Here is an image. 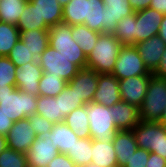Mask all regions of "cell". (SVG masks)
Returning <instances> with one entry per match:
<instances>
[{
  "mask_svg": "<svg viewBox=\"0 0 166 167\" xmlns=\"http://www.w3.org/2000/svg\"><path fill=\"white\" fill-rule=\"evenodd\" d=\"M17 28L19 31H29L35 29H49L50 27L46 22H40L34 5L27 0L24 10L19 17Z\"/></svg>",
  "mask_w": 166,
  "mask_h": 167,
  "instance_id": "f1b7e54d",
  "label": "cell"
},
{
  "mask_svg": "<svg viewBox=\"0 0 166 167\" xmlns=\"http://www.w3.org/2000/svg\"><path fill=\"white\" fill-rule=\"evenodd\" d=\"M42 74L43 70L38 61L16 67V88L28 94L39 96V80Z\"/></svg>",
  "mask_w": 166,
  "mask_h": 167,
  "instance_id": "5bb4252c",
  "label": "cell"
},
{
  "mask_svg": "<svg viewBox=\"0 0 166 167\" xmlns=\"http://www.w3.org/2000/svg\"><path fill=\"white\" fill-rule=\"evenodd\" d=\"M120 101L119 80L112 74H99L93 102L111 107Z\"/></svg>",
  "mask_w": 166,
  "mask_h": 167,
  "instance_id": "2e32d148",
  "label": "cell"
},
{
  "mask_svg": "<svg viewBox=\"0 0 166 167\" xmlns=\"http://www.w3.org/2000/svg\"><path fill=\"white\" fill-rule=\"evenodd\" d=\"M67 86V82L61 77L43 73L39 80V95L56 97Z\"/></svg>",
  "mask_w": 166,
  "mask_h": 167,
  "instance_id": "836d02e7",
  "label": "cell"
},
{
  "mask_svg": "<svg viewBox=\"0 0 166 167\" xmlns=\"http://www.w3.org/2000/svg\"><path fill=\"white\" fill-rule=\"evenodd\" d=\"M138 148L148 150L166 159V125L141 120L133 129Z\"/></svg>",
  "mask_w": 166,
  "mask_h": 167,
  "instance_id": "8992f818",
  "label": "cell"
},
{
  "mask_svg": "<svg viewBox=\"0 0 166 167\" xmlns=\"http://www.w3.org/2000/svg\"><path fill=\"white\" fill-rule=\"evenodd\" d=\"M166 106V78L151 74L147 92L139 108L141 120L161 122Z\"/></svg>",
  "mask_w": 166,
  "mask_h": 167,
  "instance_id": "3957f363",
  "label": "cell"
},
{
  "mask_svg": "<svg viewBox=\"0 0 166 167\" xmlns=\"http://www.w3.org/2000/svg\"><path fill=\"white\" fill-rule=\"evenodd\" d=\"M149 8L155 9L162 14H166V0H151Z\"/></svg>",
  "mask_w": 166,
  "mask_h": 167,
  "instance_id": "f6af8a7d",
  "label": "cell"
},
{
  "mask_svg": "<svg viewBox=\"0 0 166 167\" xmlns=\"http://www.w3.org/2000/svg\"><path fill=\"white\" fill-rule=\"evenodd\" d=\"M71 34L87 57L96 45L101 33L91 30L86 25L79 24L71 26Z\"/></svg>",
  "mask_w": 166,
  "mask_h": 167,
  "instance_id": "4316f807",
  "label": "cell"
},
{
  "mask_svg": "<svg viewBox=\"0 0 166 167\" xmlns=\"http://www.w3.org/2000/svg\"><path fill=\"white\" fill-rule=\"evenodd\" d=\"M58 1L64 7L70 0H58Z\"/></svg>",
  "mask_w": 166,
  "mask_h": 167,
  "instance_id": "681fc988",
  "label": "cell"
},
{
  "mask_svg": "<svg viewBox=\"0 0 166 167\" xmlns=\"http://www.w3.org/2000/svg\"><path fill=\"white\" fill-rule=\"evenodd\" d=\"M56 98H59L60 111L64 112V119L74 109L86 105L68 85L56 96Z\"/></svg>",
  "mask_w": 166,
  "mask_h": 167,
  "instance_id": "e575fe53",
  "label": "cell"
},
{
  "mask_svg": "<svg viewBox=\"0 0 166 167\" xmlns=\"http://www.w3.org/2000/svg\"><path fill=\"white\" fill-rule=\"evenodd\" d=\"M52 140L47 136L36 137L30 149L25 153L28 167H47L58 154Z\"/></svg>",
  "mask_w": 166,
  "mask_h": 167,
  "instance_id": "4fadbf2b",
  "label": "cell"
},
{
  "mask_svg": "<svg viewBox=\"0 0 166 167\" xmlns=\"http://www.w3.org/2000/svg\"><path fill=\"white\" fill-rule=\"evenodd\" d=\"M113 35L123 45H135V12L117 23Z\"/></svg>",
  "mask_w": 166,
  "mask_h": 167,
  "instance_id": "1f68e13d",
  "label": "cell"
},
{
  "mask_svg": "<svg viewBox=\"0 0 166 167\" xmlns=\"http://www.w3.org/2000/svg\"><path fill=\"white\" fill-rule=\"evenodd\" d=\"M27 118L37 137L46 136L52 129L53 123L39 114H33Z\"/></svg>",
  "mask_w": 166,
  "mask_h": 167,
  "instance_id": "f35d334b",
  "label": "cell"
},
{
  "mask_svg": "<svg viewBox=\"0 0 166 167\" xmlns=\"http://www.w3.org/2000/svg\"><path fill=\"white\" fill-rule=\"evenodd\" d=\"M37 61L43 73L61 77L66 82H69L80 70L76 64L70 62L69 59L50 45L39 56Z\"/></svg>",
  "mask_w": 166,
  "mask_h": 167,
  "instance_id": "52a82bcc",
  "label": "cell"
},
{
  "mask_svg": "<svg viewBox=\"0 0 166 167\" xmlns=\"http://www.w3.org/2000/svg\"><path fill=\"white\" fill-rule=\"evenodd\" d=\"M132 9L136 12L149 8L151 0H128Z\"/></svg>",
  "mask_w": 166,
  "mask_h": 167,
  "instance_id": "ee69618b",
  "label": "cell"
},
{
  "mask_svg": "<svg viewBox=\"0 0 166 167\" xmlns=\"http://www.w3.org/2000/svg\"><path fill=\"white\" fill-rule=\"evenodd\" d=\"M49 45L76 64L80 69L86 68L87 57L73 39L71 26L61 22L49 28Z\"/></svg>",
  "mask_w": 166,
  "mask_h": 167,
  "instance_id": "277c9868",
  "label": "cell"
},
{
  "mask_svg": "<svg viewBox=\"0 0 166 167\" xmlns=\"http://www.w3.org/2000/svg\"><path fill=\"white\" fill-rule=\"evenodd\" d=\"M7 148L6 136L0 134V153Z\"/></svg>",
  "mask_w": 166,
  "mask_h": 167,
  "instance_id": "c3c4849f",
  "label": "cell"
},
{
  "mask_svg": "<svg viewBox=\"0 0 166 167\" xmlns=\"http://www.w3.org/2000/svg\"><path fill=\"white\" fill-rule=\"evenodd\" d=\"M13 124L14 121L11 120L0 108V134L6 136Z\"/></svg>",
  "mask_w": 166,
  "mask_h": 167,
  "instance_id": "b9f144b4",
  "label": "cell"
},
{
  "mask_svg": "<svg viewBox=\"0 0 166 167\" xmlns=\"http://www.w3.org/2000/svg\"><path fill=\"white\" fill-rule=\"evenodd\" d=\"M90 167H98V165H96L94 163H90Z\"/></svg>",
  "mask_w": 166,
  "mask_h": 167,
  "instance_id": "816d5d0a",
  "label": "cell"
},
{
  "mask_svg": "<svg viewBox=\"0 0 166 167\" xmlns=\"http://www.w3.org/2000/svg\"><path fill=\"white\" fill-rule=\"evenodd\" d=\"M36 133L29 123L28 118L14 122L6 134L7 147L15 151L26 153L31 144L36 140Z\"/></svg>",
  "mask_w": 166,
  "mask_h": 167,
  "instance_id": "8fae6325",
  "label": "cell"
},
{
  "mask_svg": "<svg viewBox=\"0 0 166 167\" xmlns=\"http://www.w3.org/2000/svg\"><path fill=\"white\" fill-rule=\"evenodd\" d=\"M161 123L166 125V114H163Z\"/></svg>",
  "mask_w": 166,
  "mask_h": 167,
  "instance_id": "f907efd6",
  "label": "cell"
},
{
  "mask_svg": "<svg viewBox=\"0 0 166 167\" xmlns=\"http://www.w3.org/2000/svg\"><path fill=\"white\" fill-rule=\"evenodd\" d=\"M46 136L52 140L58 152L63 154L72 149L76 141L80 139L65 122L53 124L51 131Z\"/></svg>",
  "mask_w": 166,
  "mask_h": 167,
  "instance_id": "d6986e66",
  "label": "cell"
},
{
  "mask_svg": "<svg viewBox=\"0 0 166 167\" xmlns=\"http://www.w3.org/2000/svg\"><path fill=\"white\" fill-rule=\"evenodd\" d=\"M99 74L88 68H83L69 81L67 85L74 90L78 98L85 104L93 102L94 94L97 90Z\"/></svg>",
  "mask_w": 166,
  "mask_h": 167,
  "instance_id": "7c38bea8",
  "label": "cell"
},
{
  "mask_svg": "<svg viewBox=\"0 0 166 167\" xmlns=\"http://www.w3.org/2000/svg\"><path fill=\"white\" fill-rule=\"evenodd\" d=\"M36 114L46 118L53 124L64 122V112L60 111L59 98L49 96L37 97Z\"/></svg>",
  "mask_w": 166,
  "mask_h": 167,
  "instance_id": "d4e9b609",
  "label": "cell"
},
{
  "mask_svg": "<svg viewBox=\"0 0 166 167\" xmlns=\"http://www.w3.org/2000/svg\"><path fill=\"white\" fill-rule=\"evenodd\" d=\"M0 167H28L26 154L7 147L0 153Z\"/></svg>",
  "mask_w": 166,
  "mask_h": 167,
  "instance_id": "8d00e7d4",
  "label": "cell"
},
{
  "mask_svg": "<svg viewBox=\"0 0 166 167\" xmlns=\"http://www.w3.org/2000/svg\"><path fill=\"white\" fill-rule=\"evenodd\" d=\"M16 66L6 56H0V87L16 85Z\"/></svg>",
  "mask_w": 166,
  "mask_h": 167,
  "instance_id": "74e56055",
  "label": "cell"
},
{
  "mask_svg": "<svg viewBox=\"0 0 166 167\" xmlns=\"http://www.w3.org/2000/svg\"><path fill=\"white\" fill-rule=\"evenodd\" d=\"M164 14L152 8L135 12V44L158 35Z\"/></svg>",
  "mask_w": 166,
  "mask_h": 167,
  "instance_id": "9c48e42d",
  "label": "cell"
},
{
  "mask_svg": "<svg viewBox=\"0 0 166 167\" xmlns=\"http://www.w3.org/2000/svg\"><path fill=\"white\" fill-rule=\"evenodd\" d=\"M35 7L40 22L53 27L63 22V6L58 0H29Z\"/></svg>",
  "mask_w": 166,
  "mask_h": 167,
  "instance_id": "44dd1931",
  "label": "cell"
},
{
  "mask_svg": "<svg viewBox=\"0 0 166 167\" xmlns=\"http://www.w3.org/2000/svg\"><path fill=\"white\" fill-rule=\"evenodd\" d=\"M103 2L106 11L105 33L113 34L117 23L135 11L128 0H103Z\"/></svg>",
  "mask_w": 166,
  "mask_h": 167,
  "instance_id": "ffe728a7",
  "label": "cell"
},
{
  "mask_svg": "<svg viewBox=\"0 0 166 167\" xmlns=\"http://www.w3.org/2000/svg\"><path fill=\"white\" fill-rule=\"evenodd\" d=\"M113 121L119 130H132L140 121L139 108L120 101L112 106Z\"/></svg>",
  "mask_w": 166,
  "mask_h": 167,
  "instance_id": "e0dca14e",
  "label": "cell"
},
{
  "mask_svg": "<svg viewBox=\"0 0 166 167\" xmlns=\"http://www.w3.org/2000/svg\"><path fill=\"white\" fill-rule=\"evenodd\" d=\"M155 75H158L160 77L166 78V48L164 50V53L162 55L161 63L158 67V69L154 72Z\"/></svg>",
  "mask_w": 166,
  "mask_h": 167,
  "instance_id": "bcb514c9",
  "label": "cell"
},
{
  "mask_svg": "<svg viewBox=\"0 0 166 167\" xmlns=\"http://www.w3.org/2000/svg\"><path fill=\"white\" fill-rule=\"evenodd\" d=\"M87 116L89 118L90 137L96 141L111 143L119 130L112 115V106L91 102L87 104Z\"/></svg>",
  "mask_w": 166,
  "mask_h": 167,
  "instance_id": "5b68a950",
  "label": "cell"
},
{
  "mask_svg": "<svg viewBox=\"0 0 166 167\" xmlns=\"http://www.w3.org/2000/svg\"><path fill=\"white\" fill-rule=\"evenodd\" d=\"M79 138H91L89 128V118L87 116V104L74 109L64 121Z\"/></svg>",
  "mask_w": 166,
  "mask_h": 167,
  "instance_id": "484cf974",
  "label": "cell"
},
{
  "mask_svg": "<svg viewBox=\"0 0 166 167\" xmlns=\"http://www.w3.org/2000/svg\"><path fill=\"white\" fill-rule=\"evenodd\" d=\"M134 45H123L112 75L118 80L133 76L151 75Z\"/></svg>",
  "mask_w": 166,
  "mask_h": 167,
  "instance_id": "ba28073f",
  "label": "cell"
},
{
  "mask_svg": "<svg viewBox=\"0 0 166 167\" xmlns=\"http://www.w3.org/2000/svg\"><path fill=\"white\" fill-rule=\"evenodd\" d=\"M47 167H77V166L66 154L58 153L56 157L48 163Z\"/></svg>",
  "mask_w": 166,
  "mask_h": 167,
  "instance_id": "60d3db41",
  "label": "cell"
},
{
  "mask_svg": "<svg viewBox=\"0 0 166 167\" xmlns=\"http://www.w3.org/2000/svg\"><path fill=\"white\" fill-rule=\"evenodd\" d=\"M146 167H166V159L160 155L150 152Z\"/></svg>",
  "mask_w": 166,
  "mask_h": 167,
  "instance_id": "7bdbcfd3",
  "label": "cell"
},
{
  "mask_svg": "<svg viewBox=\"0 0 166 167\" xmlns=\"http://www.w3.org/2000/svg\"><path fill=\"white\" fill-rule=\"evenodd\" d=\"M123 44L113 35L101 33L93 50L87 56L86 68L98 74H112Z\"/></svg>",
  "mask_w": 166,
  "mask_h": 167,
  "instance_id": "6da1fadb",
  "label": "cell"
},
{
  "mask_svg": "<svg viewBox=\"0 0 166 167\" xmlns=\"http://www.w3.org/2000/svg\"><path fill=\"white\" fill-rule=\"evenodd\" d=\"M27 0H1L0 22L17 26L19 17L24 10Z\"/></svg>",
  "mask_w": 166,
  "mask_h": 167,
  "instance_id": "f546056e",
  "label": "cell"
},
{
  "mask_svg": "<svg viewBox=\"0 0 166 167\" xmlns=\"http://www.w3.org/2000/svg\"><path fill=\"white\" fill-rule=\"evenodd\" d=\"M66 155L75 163L77 167L87 166L92 159V139L80 138L69 149Z\"/></svg>",
  "mask_w": 166,
  "mask_h": 167,
  "instance_id": "83f0119b",
  "label": "cell"
},
{
  "mask_svg": "<svg viewBox=\"0 0 166 167\" xmlns=\"http://www.w3.org/2000/svg\"><path fill=\"white\" fill-rule=\"evenodd\" d=\"M151 75L133 76L119 80L121 101L140 108L145 98Z\"/></svg>",
  "mask_w": 166,
  "mask_h": 167,
  "instance_id": "30bf717a",
  "label": "cell"
},
{
  "mask_svg": "<svg viewBox=\"0 0 166 167\" xmlns=\"http://www.w3.org/2000/svg\"><path fill=\"white\" fill-rule=\"evenodd\" d=\"M91 163L98 165V167H118L113 143L92 139Z\"/></svg>",
  "mask_w": 166,
  "mask_h": 167,
  "instance_id": "603a6c76",
  "label": "cell"
},
{
  "mask_svg": "<svg viewBox=\"0 0 166 167\" xmlns=\"http://www.w3.org/2000/svg\"><path fill=\"white\" fill-rule=\"evenodd\" d=\"M113 145L118 161V167H124L127 160L138 148L132 130H118L114 136Z\"/></svg>",
  "mask_w": 166,
  "mask_h": 167,
  "instance_id": "ac0fdd59",
  "label": "cell"
},
{
  "mask_svg": "<svg viewBox=\"0 0 166 167\" xmlns=\"http://www.w3.org/2000/svg\"><path fill=\"white\" fill-rule=\"evenodd\" d=\"M149 156L150 152L148 150L137 148L124 167H146Z\"/></svg>",
  "mask_w": 166,
  "mask_h": 167,
  "instance_id": "ab89813d",
  "label": "cell"
},
{
  "mask_svg": "<svg viewBox=\"0 0 166 167\" xmlns=\"http://www.w3.org/2000/svg\"><path fill=\"white\" fill-rule=\"evenodd\" d=\"M106 11L103 0H85L84 25L98 33H105Z\"/></svg>",
  "mask_w": 166,
  "mask_h": 167,
  "instance_id": "7402d4cb",
  "label": "cell"
},
{
  "mask_svg": "<svg viewBox=\"0 0 166 167\" xmlns=\"http://www.w3.org/2000/svg\"><path fill=\"white\" fill-rule=\"evenodd\" d=\"M49 29L20 31V39L38 59L49 46Z\"/></svg>",
  "mask_w": 166,
  "mask_h": 167,
  "instance_id": "cb8c5ba5",
  "label": "cell"
},
{
  "mask_svg": "<svg viewBox=\"0 0 166 167\" xmlns=\"http://www.w3.org/2000/svg\"><path fill=\"white\" fill-rule=\"evenodd\" d=\"M7 57L15 64L16 67L28 62L37 61V58L33 55V53H31L21 39L18 40Z\"/></svg>",
  "mask_w": 166,
  "mask_h": 167,
  "instance_id": "d590c367",
  "label": "cell"
},
{
  "mask_svg": "<svg viewBox=\"0 0 166 167\" xmlns=\"http://www.w3.org/2000/svg\"><path fill=\"white\" fill-rule=\"evenodd\" d=\"M85 0H70L63 7V22L72 25H84Z\"/></svg>",
  "mask_w": 166,
  "mask_h": 167,
  "instance_id": "d6a6232c",
  "label": "cell"
},
{
  "mask_svg": "<svg viewBox=\"0 0 166 167\" xmlns=\"http://www.w3.org/2000/svg\"><path fill=\"white\" fill-rule=\"evenodd\" d=\"M145 63L147 69L154 73L162 60V55L166 48V43L158 36H152L134 45Z\"/></svg>",
  "mask_w": 166,
  "mask_h": 167,
  "instance_id": "9a60e30c",
  "label": "cell"
},
{
  "mask_svg": "<svg viewBox=\"0 0 166 167\" xmlns=\"http://www.w3.org/2000/svg\"><path fill=\"white\" fill-rule=\"evenodd\" d=\"M37 97L16 88V85L0 87V108L14 122L36 114Z\"/></svg>",
  "mask_w": 166,
  "mask_h": 167,
  "instance_id": "7a4b0ae2",
  "label": "cell"
},
{
  "mask_svg": "<svg viewBox=\"0 0 166 167\" xmlns=\"http://www.w3.org/2000/svg\"><path fill=\"white\" fill-rule=\"evenodd\" d=\"M19 39L20 31L16 25L0 22V56L7 57Z\"/></svg>",
  "mask_w": 166,
  "mask_h": 167,
  "instance_id": "4dcf8cb0",
  "label": "cell"
},
{
  "mask_svg": "<svg viewBox=\"0 0 166 167\" xmlns=\"http://www.w3.org/2000/svg\"><path fill=\"white\" fill-rule=\"evenodd\" d=\"M158 36L166 43V14H164L160 24Z\"/></svg>",
  "mask_w": 166,
  "mask_h": 167,
  "instance_id": "7dc6e473",
  "label": "cell"
}]
</instances>
